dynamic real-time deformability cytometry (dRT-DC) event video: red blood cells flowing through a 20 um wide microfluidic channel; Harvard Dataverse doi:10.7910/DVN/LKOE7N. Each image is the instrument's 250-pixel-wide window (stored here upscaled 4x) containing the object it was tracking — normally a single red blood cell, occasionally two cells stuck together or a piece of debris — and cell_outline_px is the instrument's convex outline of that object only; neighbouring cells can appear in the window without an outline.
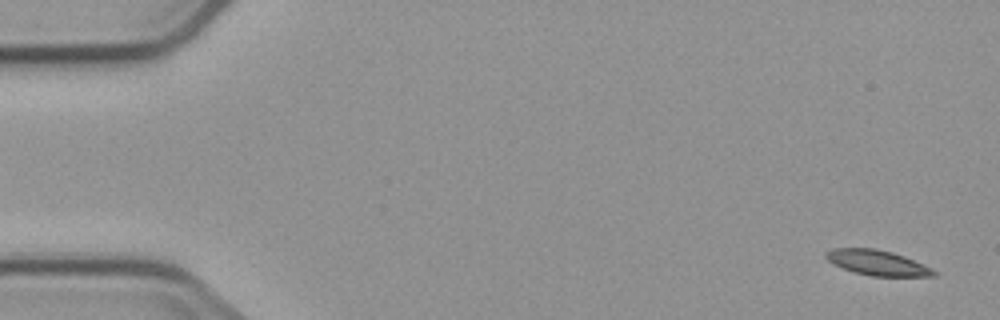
{"species": "common noctule bat (a hibernating species)", "species_latin": "Nyctalus noctula", "temperature_condition": "cold", "stored_images_in_passage": 5, "segment_of_instrument_passage": [2, 2], "camera_frame_rate_fps": 3000, "um_per_image_px": 0.085, "animal": {"sex": "male", "body_mass_g": 23.1, "forearm_length_mm": 52.7}, "frame": {"image": 1, "passage_image": 5, "time_ms": 5.667, "image_size_px": [1000, 320], "cell_outline_px": [[936, 276], [872, 276], [852, 272], [832, 264], [824, 256], [824, 252], [832, 248], [876, 248], [892, 252], [904, 256], [936, 272]], "centroid_in_image_um": [74.46, 22.32], "position_along_channel_um": 10.5, "area_um2": 15.72}}